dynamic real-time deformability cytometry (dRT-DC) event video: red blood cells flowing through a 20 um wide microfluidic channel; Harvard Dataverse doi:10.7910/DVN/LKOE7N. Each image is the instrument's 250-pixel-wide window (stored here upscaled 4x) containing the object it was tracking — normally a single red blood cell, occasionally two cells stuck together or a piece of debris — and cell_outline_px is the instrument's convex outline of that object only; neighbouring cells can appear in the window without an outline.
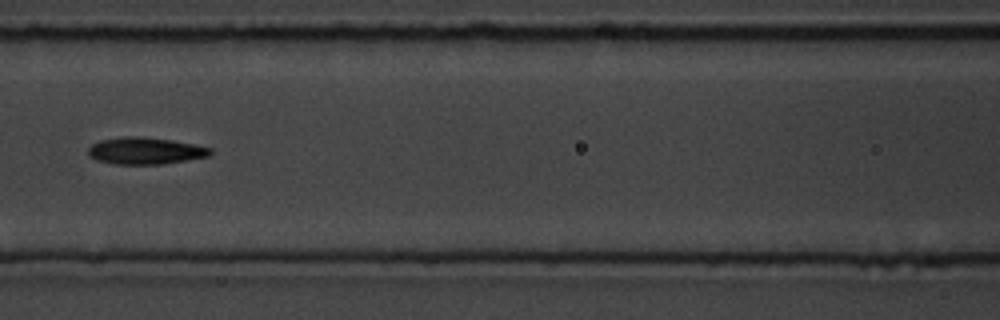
{"species": "common noctule bat (a hibernating species)", "species_latin": "Nyctalus noctula", "temperature_condition": "room temperature", "stored_images_in_passage": 9, "camera_frame_rate_fps": 3000, "um_per_image_px": 0.085, "animal": {"sex": "male", "body_mass_g": 19.5, "forearm_length_mm": 54.6}, "frame": {"image": 1, "passage_image": 6, "time_ms": 5.667, "image_size_px": [1000, 320], "cell_outline_px": [[212, 152], [208, 156], [164, 164], [112, 164], [96, 160], [88, 156], [88, 148], [92, 144], [100, 140], [128, 136], [136, 136], [172, 140], [212, 148]], "centroid_in_image_um": [12.31, 12.82], "position_along_channel_um": 154.3, "area_um2": 19.07}}
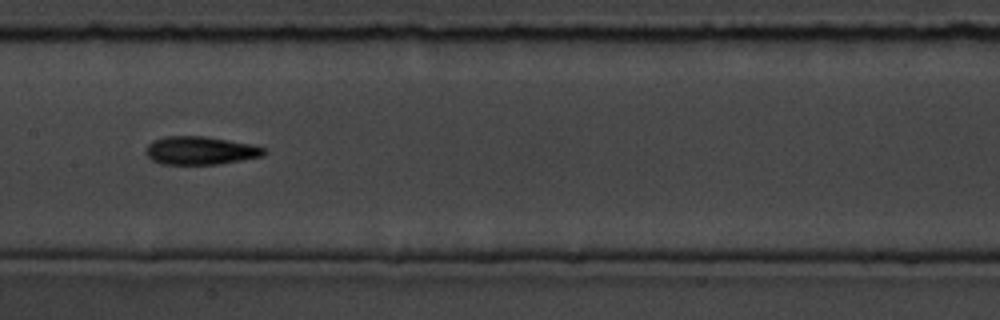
{"frame": {"image": 2, "passage_image": 7, "time_ms": 6.667, "image_size_px": [1000, 320], "cell_outline_px": [[268, 152], [264, 156], [216, 164], [160, 164], [152, 160], [144, 152], [144, 148], [152, 140], [164, 136], [204, 136], [256, 144], [264, 148]], "centroid_in_image_um": [17.03, 12.78], "position_along_channel_um": 190.4, "area_um2": 19.71}}